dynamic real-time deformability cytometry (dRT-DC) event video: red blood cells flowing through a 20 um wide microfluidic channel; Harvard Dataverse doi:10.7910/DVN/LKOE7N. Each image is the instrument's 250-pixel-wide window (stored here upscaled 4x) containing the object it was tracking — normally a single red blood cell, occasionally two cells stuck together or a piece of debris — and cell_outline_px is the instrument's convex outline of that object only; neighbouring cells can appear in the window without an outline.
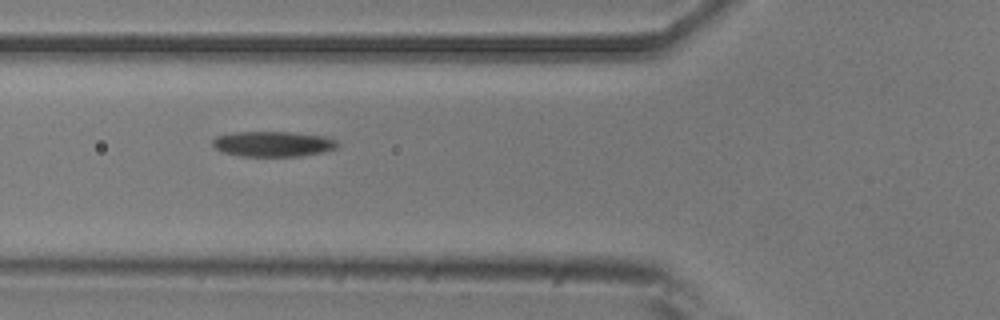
{"species": "common noctule bat (a hibernating species)", "species_latin": "Nyctalus noctula", "temperature_condition": "room temperature", "stored_images_in_passage": 7, "camera_frame_rate_fps": 3000, "um_per_image_px": 0.085, "animal": {"sex": "male", "body_mass_g": 20.5, "forearm_length_mm": 52.5}, "frame": {"image": 1, "passage_image": 2, "time_ms": 1.0, "image_size_px": [1000, 320], "cell_outline_px": [[340, 144], [336, 148], [324, 152], [300, 156], [240, 156], [220, 152], [212, 144], [212, 140], [216, 136], [232, 132], [288, 132], [324, 136], [336, 140]], "centroid_in_image_um": [23.19, 12.24], "position_along_channel_um": 102.6, "area_um2": 18.55}}
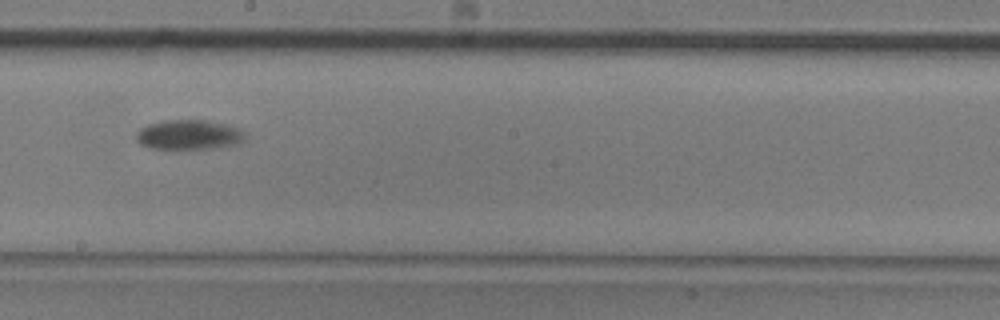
{"frame": {"image": 2, "passage_image": 5, "time_ms": 4.667, "image_size_px": [1000, 320], "cell_outline_px": [[244, 140], [236, 144], [212, 148], [148, 148], [140, 144], [136, 140], [136, 132], [140, 128], [148, 124], [164, 120], [204, 120], [228, 124], [240, 128], [244, 132]], "centroid_in_image_um": [16.04, 11.44], "position_along_channel_um": 232.2, "area_um2": 18.84}}
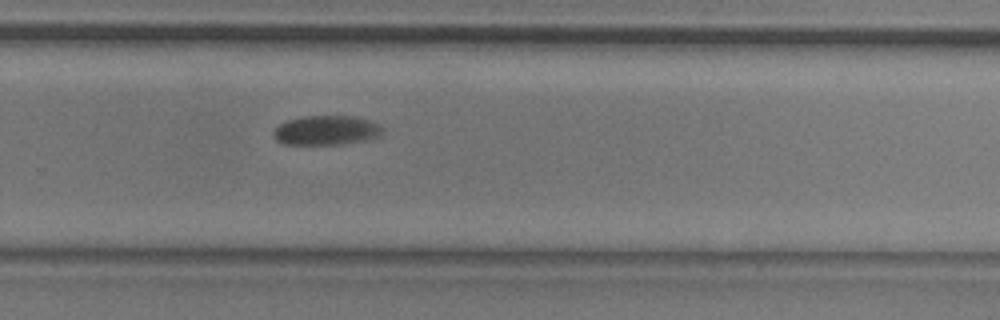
{"frame": {"image": 3, "passage_image": 7, "time_ms": 6.667, "image_size_px": [1000, 320], "cell_outline_px": [[384, 136], [364, 140], [340, 144], [284, 144], [276, 140], [272, 132], [280, 124], [288, 120], [300, 116], [356, 116], [380, 124], [384, 128]], "centroid_in_image_um": [27.79, 11.07], "position_along_channel_um": 302.0, "area_um2": 18.9}}